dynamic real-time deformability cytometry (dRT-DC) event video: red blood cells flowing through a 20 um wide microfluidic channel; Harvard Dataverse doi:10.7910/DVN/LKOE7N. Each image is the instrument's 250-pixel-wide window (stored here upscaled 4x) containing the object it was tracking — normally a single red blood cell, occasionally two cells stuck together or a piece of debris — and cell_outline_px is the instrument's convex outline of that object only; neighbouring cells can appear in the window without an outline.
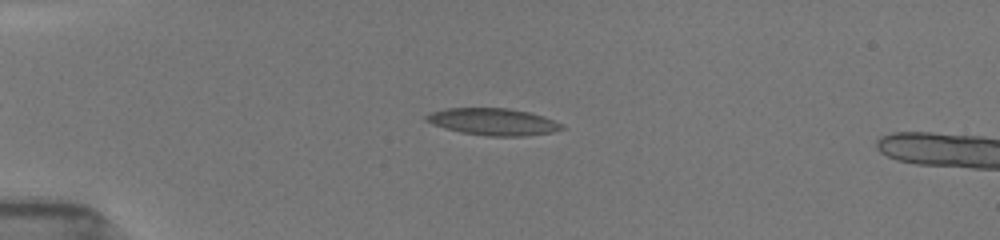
{"species": "common noctule bat (a hibernating species)", "species_latin": "Nyctalus noctula", "temperature_condition": "room temperature", "stored_images_in_passage": 12, "camera_frame_rate_fps": 3000, "um_per_image_px": 0.085, "animal": {"sex": "female", "body_mass_g": 19.5, "forearm_length_mm": 54.1}, "frame": {"image": 1, "passage_image": 9, "time_ms": 2.667, "image_size_px": [1000, 240], "cell_outline_px": [[568, 128], [552, 132], [524, 136], [488, 136], [460, 132], [444, 128], [432, 124], [424, 120], [424, 116], [432, 112], [448, 108], [508, 108], [528, 112], [544, 116], [564, 124]], "centroid_in_image_um": [41.95, 10.35], "position_along_channel_um": 43.1, "area_um2": 21.44}}